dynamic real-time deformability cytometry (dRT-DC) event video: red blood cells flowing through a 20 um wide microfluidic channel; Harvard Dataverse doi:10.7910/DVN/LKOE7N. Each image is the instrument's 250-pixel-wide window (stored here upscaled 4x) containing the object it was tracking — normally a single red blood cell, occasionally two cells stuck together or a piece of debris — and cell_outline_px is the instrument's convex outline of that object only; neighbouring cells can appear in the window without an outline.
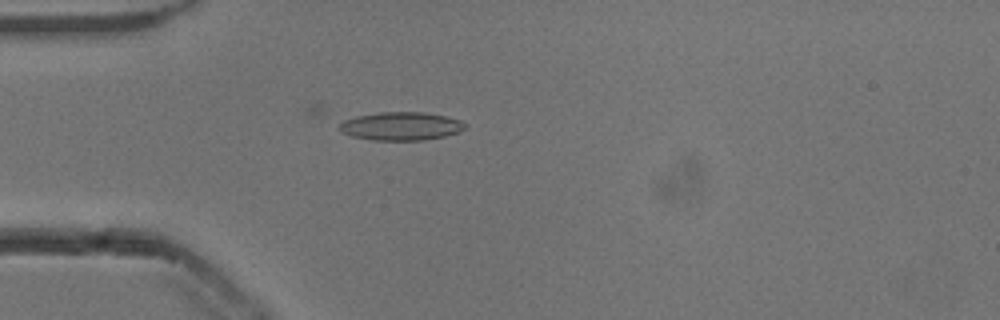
{"species": "common noctule bat (a hibernating species)", "species_latin": "Nyctalus noctula", "temperature_condition": "cold", "stored_images_in_passage": 39, "camera_frame_rate_fps": 3000, "um_per_image_px": 0.085, "animal": {"sex": "male", "body_mass_g": 13.3}, "frame": {"image": 1, "passage_image": 6, "time_ms": 1.667, "image_size_px": [1000, 320], "cell_outline_px": [[468, 124], [460, 132], [444, 136], [424, 140], [372, 140], [352, 136], [340, 132], [340, 124], [344, 120], [356, 116], [380, 112], [424, 112], [444, 116], [460, 120]], "centroid_in_image_um": [34.09, 10.72], "position_along_channel_um": 50.9, "area_um2": 20.69}}
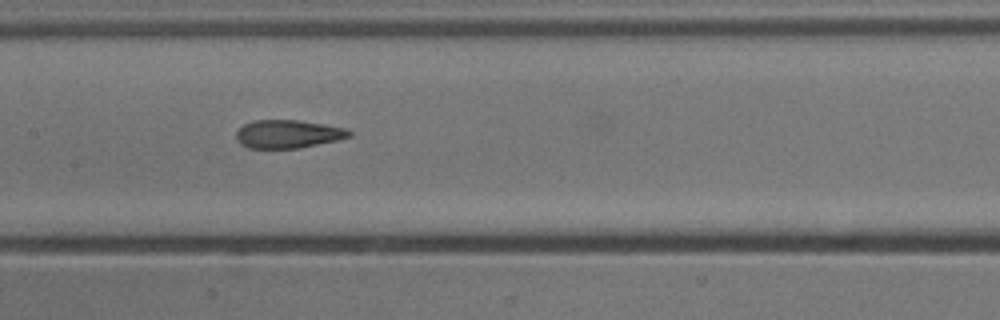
{"frame": {"image": 2, "passage_image": 17, "time_ms": 5.333, "image_size_px": [1000, 320], "cell_outline_px": [[352, 136], [336, 140], [300, 148], [248, 148], [240, 144], [236, 140], [236, 132], [244, 124], [252, 120], [300, 120], [348, 128], [352, 132]], "centroid_in_image_um": [24.48, 11.38], "position_along_channel_um": 182.9, "area_um2": 18.73}}
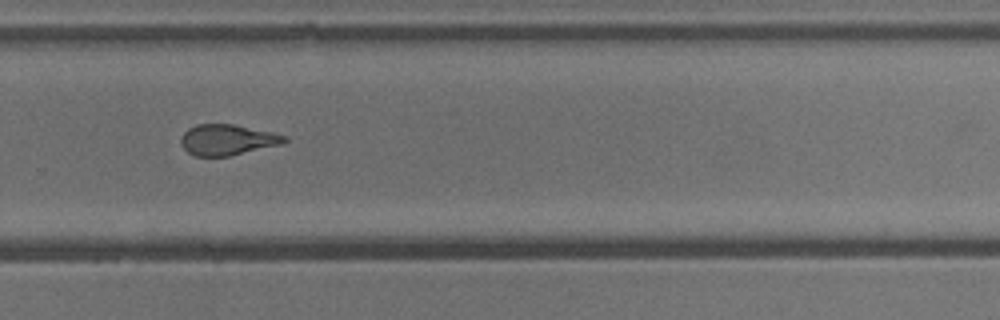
{"frame": {"image": 3, "passage_image": 27, "time_ms": 8.667, "image_size_px": [1000, 320], "cell_outline_px": [[288, 140], [284, 144], [228, 156], [196, 156], [188, 152], [180, 144], [180, 136], [188, 128], [196, 124], [236, 124], [272, 132], [288, 136]], "centroid_in_image_um": [19.34, 11.87], "position_along_channel_um": 310.5, "area_um2": 18.79}}